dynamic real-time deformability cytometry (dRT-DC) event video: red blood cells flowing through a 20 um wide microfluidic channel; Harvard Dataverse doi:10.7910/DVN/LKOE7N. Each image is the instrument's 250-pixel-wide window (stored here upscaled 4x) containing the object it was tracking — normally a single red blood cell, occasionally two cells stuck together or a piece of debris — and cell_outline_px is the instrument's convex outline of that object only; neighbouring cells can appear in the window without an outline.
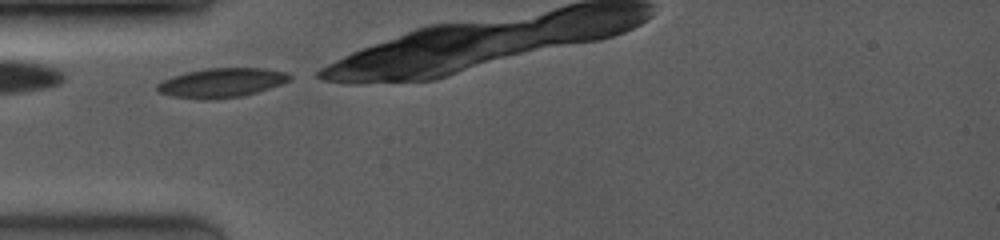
{"species": "common noctule bat (a hibernating species)", "species_latin": "Nyctalus noctula", "temperature_condition": "room temperature", "stored_images_in_passage": 7, "camera_frame_rate_fps": 3500, "um_per_image_px": 0.085, "animal": {"sex": "female", "body_mass_g": 19.0, "forearm_length_mm": 53.3}, "frame": {"image": 1, "passage_image": 1, "time_ms": 0.0, "image_size_px": [1000, 240], "cell_outline_px": [[292, 80], [244, 96], [172, 96], [160, 92], [156, 88], [156, 84], [172, 76], [204, 68], [264, 68], [284, 72], [292, 76]], "centroid_in_image_um": [18.89, 6.97], "position_along_channel_um": 66.1, "area_um2": 21.44}}